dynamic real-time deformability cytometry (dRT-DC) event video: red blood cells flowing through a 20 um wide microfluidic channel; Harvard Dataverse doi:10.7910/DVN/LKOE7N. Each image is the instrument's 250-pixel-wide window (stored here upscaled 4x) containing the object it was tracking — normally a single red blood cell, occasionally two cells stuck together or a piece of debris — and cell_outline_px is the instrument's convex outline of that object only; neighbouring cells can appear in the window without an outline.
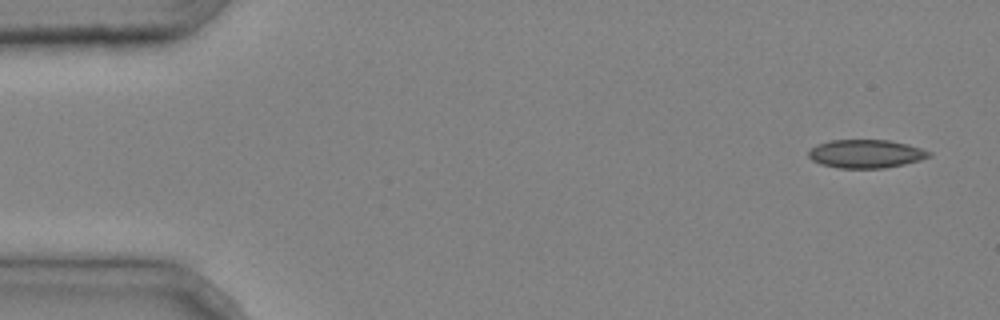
{"species": "common noctule bat (a hibernating species)", "species_latin": "Nyctalus noctula", "temperature_condition": "cold", "stored_images_in_passage": 4, "camera_frame_rate_fps": 3000, "um_per_image_px": 0.085, "animal": {"sex": "male", "body_mass_g": 20.4}, "frame": {"image": 1, "passage_image": 1, "time_ms": 0.0, "image_size_px": [1000, 320], "cell_outline_px": [[932, 156], [920, 160], [904, 164], [884, 168], [840, 168], [820, 164], [812, 160], [808, 156], [808, 152], [816, 144], [832, 140], [888, 140], [908, 144], [932, 152]], "centroid_in_image_um": [73.61, 13.07], "position_along_channel_um": 11.4, "area_um2": 19.94}}
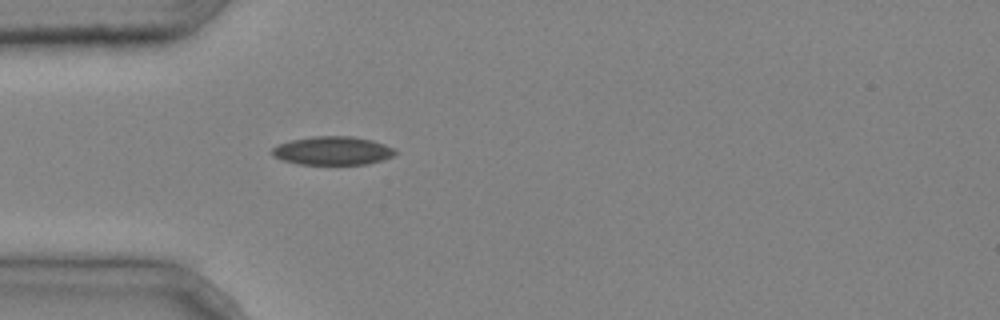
{"frame": {"image": 2, "passage_image": 4, "time_ms": 1.0, "image_size_px": [1000, 320], "cell_outline_px": [[396, 152], [392, 156], [368, 164], [300, 164], [284, 160], [272, 156], [272, 148], [280, 144], [292, 140], [312, 136], [352, 136], [372, 140], [396, 148]], "centroid_in_image_um": [28.29, 12.8], "position_along_channel_um": 56.7, "area_um2": 20.29}}